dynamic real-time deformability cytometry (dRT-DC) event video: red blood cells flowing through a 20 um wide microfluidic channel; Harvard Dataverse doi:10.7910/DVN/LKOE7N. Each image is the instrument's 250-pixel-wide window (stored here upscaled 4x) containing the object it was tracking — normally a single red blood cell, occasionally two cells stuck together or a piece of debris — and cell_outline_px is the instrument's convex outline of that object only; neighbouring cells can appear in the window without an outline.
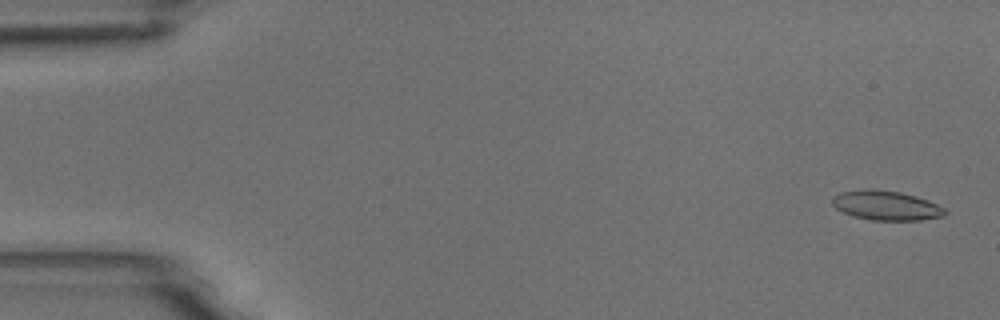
{"species": "common noctule bat (a hibernating species)", "species_latin": "Nyctalus noctula", "temperature_condition": "room temperature", "stored_images_in_passage": 3, "camera_frame_rate_fps": 3000, "um_per_image_px": 0.085, "animal": {"sex": "male", "body_mass_g": 18.8}, "frame": {"image": 1, "passage_image": 1, "time_ms": 0.0, "image_size_px": [1000, 320], "cell_outline_px": [[948, 212], [944, 216], [920, 220], [872, 220], [852, 216], [836, 208], [832, 204], [832, 196], [840, 192], [868, 188], [900, 192], [916, 196], [928, 200], [944, 208]], "centroid_in_image_um": [75.31, 17.46], "position_along_channel_um": 9.7, "area_um2": 19.42}}